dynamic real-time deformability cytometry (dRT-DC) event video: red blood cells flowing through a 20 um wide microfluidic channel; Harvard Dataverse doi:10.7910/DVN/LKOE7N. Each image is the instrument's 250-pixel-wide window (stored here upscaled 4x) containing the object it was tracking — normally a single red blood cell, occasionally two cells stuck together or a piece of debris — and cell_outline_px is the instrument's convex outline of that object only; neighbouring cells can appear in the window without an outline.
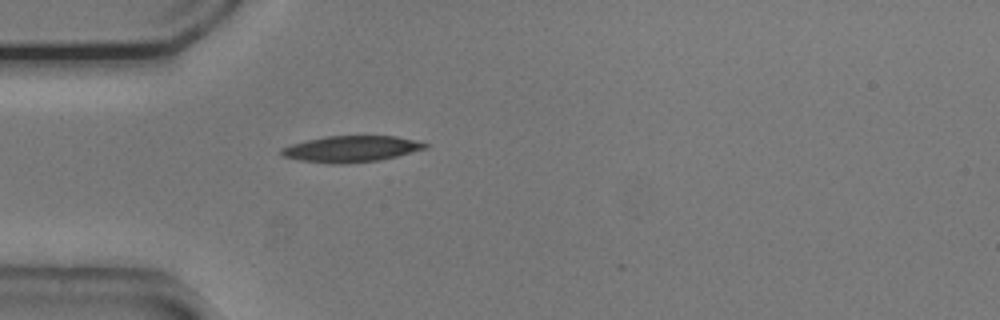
{"species": "common noctule bat (a hibernating species)", "species_latin": "Nyctalus noctula", "temperature_condition": "cold", "stored_images_in_passage": 27, "camera_frame_rate_fps": 3000, "um_per_image_px": 0.085, "animal": {"sex": "male", "body_mass_g": 20.5, "forearm_length_mm": 52.5}, "frame": {"image": 1, "passage_image": 1, "time_ms": 0.0, "image_size_px": [1000, 320], "cell_outline_px": [[428, 148], [380, 160], [344, 164], [328, 164], [300, 160], [280, 156], [280, 148], [292, 144], [324, 136], [396, 136], [428, 144]], "centroid_in_image_um": [29.8, 12.67], "position_along_channel_um": 55.2, "area_um2": 21.96}}
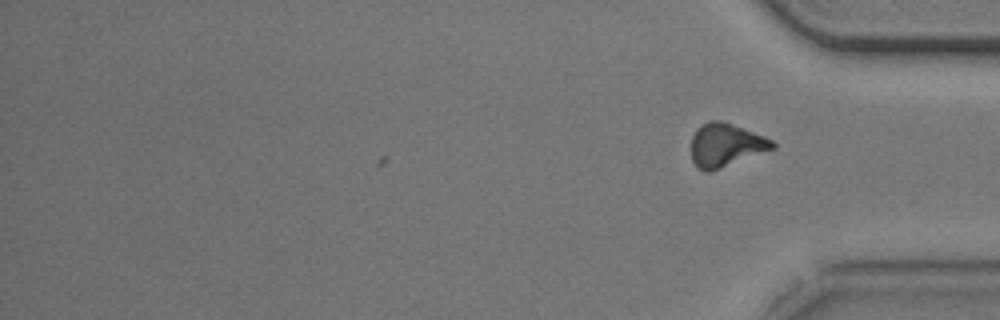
{"frame": {"image": 2, "passage_image": 27, "time_ms": 8.667, "image_size_px": [1000, 320], "cell_outline_px": [[776, 148], [720, 168], [708, 172], [704, 172], [696, 168], [692, 160], [692, 136], [696, 128], [700, 124], [708, 120], [720, 120], [732, 124], [764, 136], [772, 140], [776, 144]], "centroid_in_image_um": [61.66, 12.32], "position_along_channel_um": 373.5, "area_um2": 20.58}, "authors_computed_cell_mechanics": {"area_um2": 21.2704, "velocity_mm_per_s": 3.7693, "shape_relaxation_time_tau1_ms": 3.6796, "shape_relaxation_time_tau2_ms": null, "deformation_change_tau1": 0.144, "deformation_change_tau2": null}}